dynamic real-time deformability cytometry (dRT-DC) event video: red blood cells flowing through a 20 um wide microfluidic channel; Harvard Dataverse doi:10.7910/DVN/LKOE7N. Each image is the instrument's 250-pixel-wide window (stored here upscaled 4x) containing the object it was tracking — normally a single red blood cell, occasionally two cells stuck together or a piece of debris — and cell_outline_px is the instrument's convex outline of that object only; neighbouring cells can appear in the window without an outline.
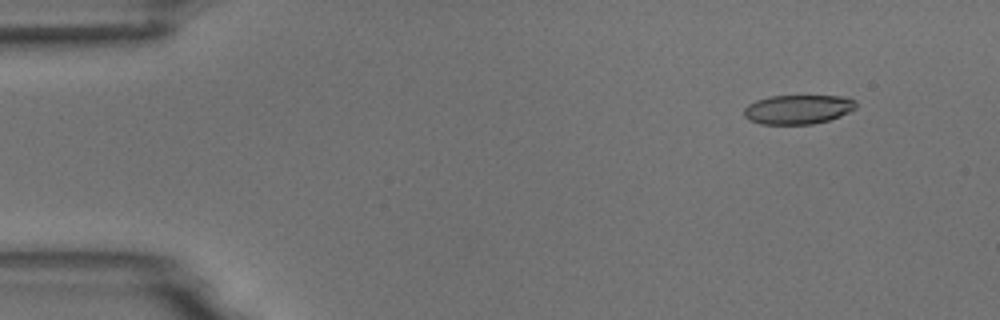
{"species": "common noctule bat (a hibernating species)", "species_latin": "Nyctalus noctula", "temperature_condition": "room temperature", "stored_images_in_passage": 4, "camera_frame_rate_fps": 3000, "um_per_image_px": 0.085, "animal": {"sex": "male", "body_mass_g": 18.8}, "frame": {"image": 1, "passage_image": 2, "time_ms": 1.333, "image_size_px": [1000, 320], "cell_outline_px": [[856, 108], [840, 116], [828, 120], [812, 124], [760, 124], [748, 120], [744, 116], [744, 108], [748, 104], [756, 100], [772, 96], [844, 96], [856, 100]], "centroid_in_image_um": [67.82, 9.3], "position_along_channel_um": 17.2, "area_um2": 19.13}}